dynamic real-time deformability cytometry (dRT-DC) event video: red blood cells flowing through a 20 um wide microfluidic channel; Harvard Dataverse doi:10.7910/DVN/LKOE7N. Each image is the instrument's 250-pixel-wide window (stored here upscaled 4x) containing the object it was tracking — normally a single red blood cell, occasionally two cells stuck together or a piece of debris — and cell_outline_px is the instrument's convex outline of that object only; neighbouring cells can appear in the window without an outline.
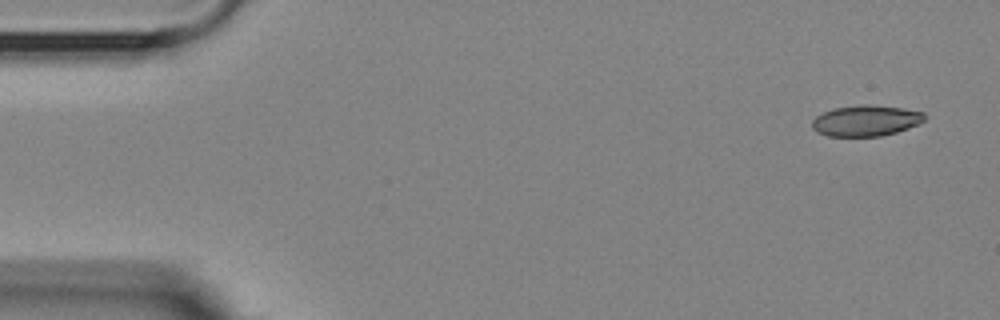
{"species": "Egyptian fruit bat (a non-hibernating species)", "species_latin": "Rousettus aegyptiacus", "temperature_condition": "room temperature", "stored_images_in_passage": 5, "camera_frame_rate_fps": 3000, "um_per_image_px": 0.085, "animal": {"sex": "female"}, "frame": {"image": 1, "passage_image": 1, "time_ms": 0.0, "image_size_px": [1000, 320], "cell_outline_px": [[924, 120], [920, 124], [896, 132], [880, 136], [828, 136], [816, 132], [812, 128], [812, 120], [816, 116], [832, 108], [860, 104], [872, 104], [904, 108], [924, 112]], "centroid_in_image_um": [73.59, 10.24], "position_along_channel_um": 11.4, "area_um2": 20.46}}
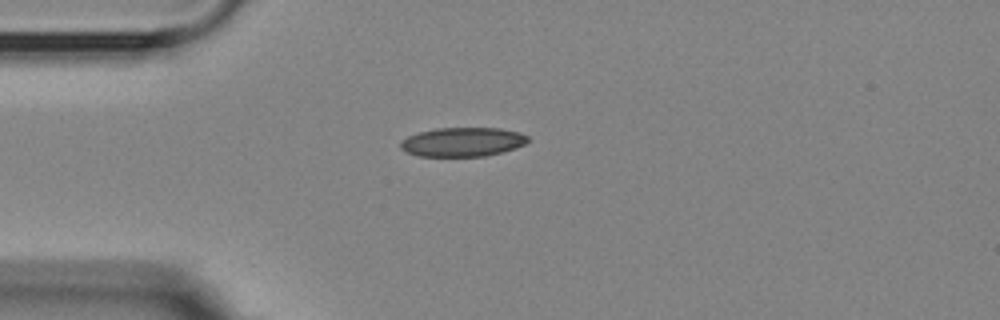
{"frame": {"image": 2, "passage_image": 4, "time_ms": 3.667, "image_size_px": [1000, 320], "cell_outline_px": [[528, 140], [524, 144], [500, 152], [484, 156], [420, 156], [408, 152], [400, 148], [400, 140], [408, 136], [420, 132], [436, 128], [500, 128], [520, 132], [528, 136]], "centroid_in_image_um": [39.29, 12.05], "position_along_channel_um": 45.7, "area_um2": 21.39}}